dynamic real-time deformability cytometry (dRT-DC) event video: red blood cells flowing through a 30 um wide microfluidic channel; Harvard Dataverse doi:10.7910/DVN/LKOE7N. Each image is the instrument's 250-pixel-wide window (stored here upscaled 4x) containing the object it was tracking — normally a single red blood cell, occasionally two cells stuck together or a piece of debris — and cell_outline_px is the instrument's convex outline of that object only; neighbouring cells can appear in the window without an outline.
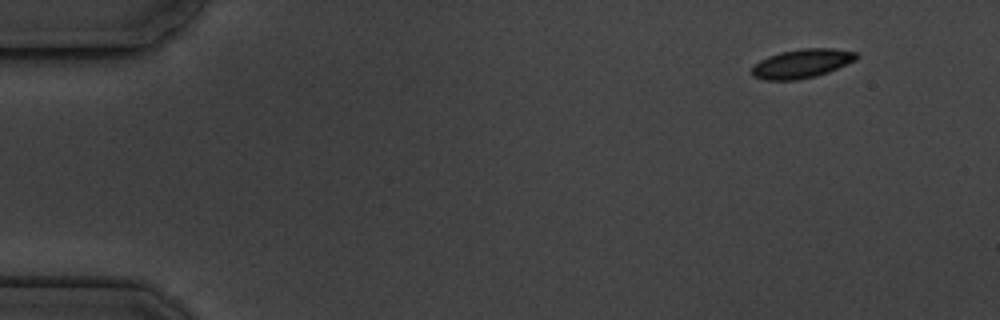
{"species": "common noctule bat (a hibernating species)", "species_latin": "Nyctalus noctula", "temperature_condition": "cold", "stored_images_in_passage": 16, "camera_frame_rate_fps": 3000, "um_per_image_px": 0.085, "animal": {"sex": "male", "body_mass_g": 19.5, "forearm_length_mm": 54.6}, "frame": {"image": 1, "passage_image": 1, "time_ms": 0.0, "image_size_px": [1000, 320], "cell_outline_px": [[860, 56], [856, 60], [828, 72], [816, 76], [796, 80], [764, 80], [752, 76], [752, 68], [760, 60], [768, 56], [780, 52], [804, 48], [832, 48], [860, 52]], "centroid_in_image_um": [68.2, 5.39], "position_along_channel_um": 16.8, "area_um2": 17.74}}
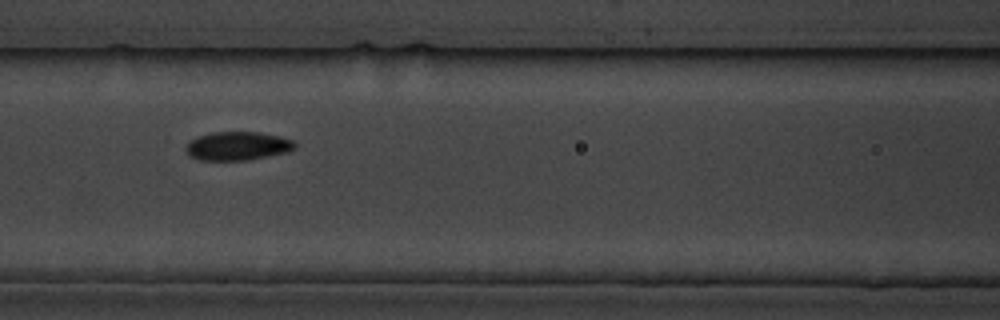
{"frame": {"image": 2, "passage_image": 7, "time_ms": 6.667, "image_size_px": [1000, 320], "cell_outline_px": [[296, 148], [288, 152], [248, 160], [200, 160], [192, 156], [184, 148], [192, 140], [200, 136], [212, 132], [260, 132], [280, 136], [292, 140], [296, 144]], "centroid_in_image_um": [20.25, 12.41], "position_along_channel_um": 146.4, "area_um2": 18.03}}
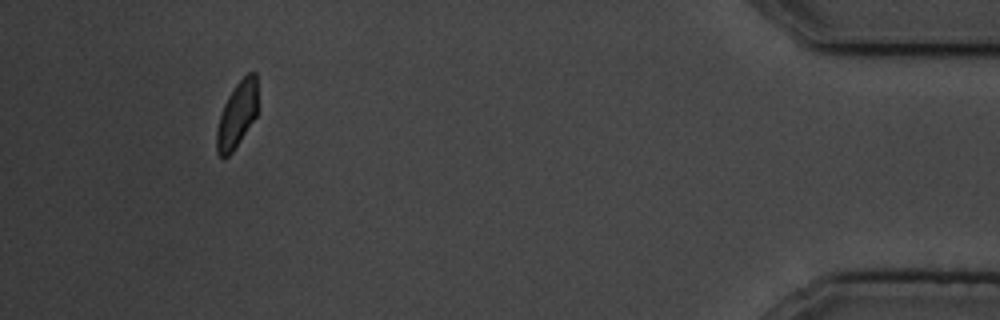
{"frame": {"image": 3, "passage_image": 15, "time_ms": 16.0, "image_size_px": [1000, 320], "cell_outline_px": [[256, 116], [232, 152], [224, 160], [216, 152], [216, 132], [220, 116], [224, 104], [228, 96], [236, 84], [248, 72], [256, 72]], "centroid_in_image_um": [20.12, 9.78], "position_along_channel_um": 415.1, "area_um2": 15.49}, "authors_computed_cell_mechanics": {"area_um2": 17.4845, "velocity_mm_per_s": 3.5433, "shape_relaxation_time_tau1_ms": 5.438, "shape_relaxation_time_tau2_ms": null, "deformation_change_tau1": 0.1007, "deformation_change_tau2": null}}